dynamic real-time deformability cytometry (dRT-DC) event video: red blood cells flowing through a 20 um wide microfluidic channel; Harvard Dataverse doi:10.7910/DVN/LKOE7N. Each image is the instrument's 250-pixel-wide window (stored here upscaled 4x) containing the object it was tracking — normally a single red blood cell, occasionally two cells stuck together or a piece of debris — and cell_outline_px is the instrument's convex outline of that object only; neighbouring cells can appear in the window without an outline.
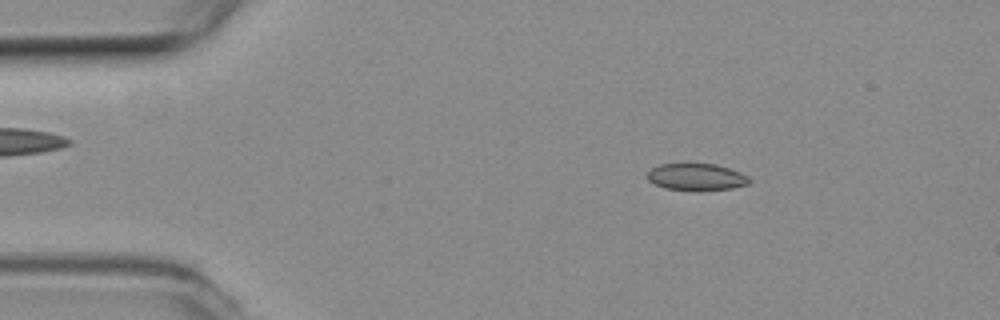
{"species": "common noctule bat (a hibernating species)", "species_latin": "Nyctalus noctula", "temperature_condition": "room temperature", "stored_images_in_passage": 47, "camera_frame_rate_fps": 3000, "um_per_image_px": 0.085, "animal": {"sex": "female", "body_mass_g": 19.3, "forearm_length_mm": 54.1}, "frame": {"image": 1, "passage_image": 1, "time_ms": 0.0, "image_size_px": [1000, 320], "cell_outline_px": [[752, 180], [748, 184], [732, 188], [664, 188], [648, 180], [644, 176], [652, 168], [660, 164], [716, 164], [740, 172], [748, 176]], "centroid_in_image_um": [59.18, 15.0], "position_along_channel_um": 25.8, "area_um2": 15.32}}
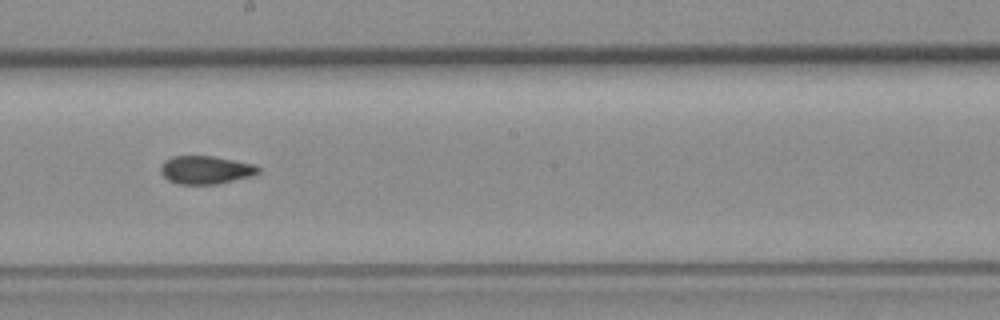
{"frame": {"image": 2, "passage_image": 22, "time_ms": 7.0, "image_size_px": [1000, 320], "cell_outline_px": [[260, 172], [252, 176], [216, 184], [180, 184], [168, 180], [160, 172], [160, 168], [164, 160], [172, 156], [212, 156], [256, 164], [260, 168]], "centroid_in_image_um": [17.49, 14.43], "position_along_channel_um": 230.7, "area_um2": 16.07}}
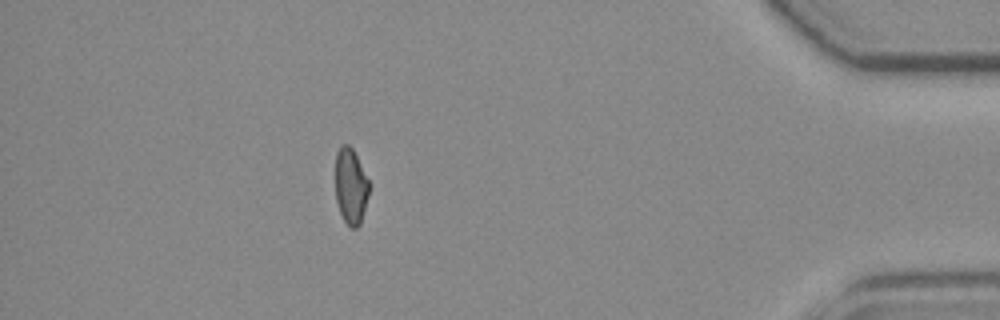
{"frame": {"image": 3, "passage_image": 40, "time_ms": 13.0, "image_size_px": [1000, 320], "cell_outline_px": [[372, 184], [360, 224], [356, 228], [352, 228], [344, 220], [340, 212], [336, 200], [336, 152], [344, 144], [348, 144], [352, 148]], "centroid_in_image_um": [29.85, 15.82], "position_along_channel_um": 405.4, "area_um2": 15.03}, "authors_computed_cell_mechanics": {"area_um2": 16.184, "velocity_mm_per_s": 3.8088, "shape_relaxation_time_tau1_ms": null, "shape_relaxation_time_tau2_ms": 2.7625, "deformation_change_tau1": null, "deformation_change_tau2": 0.0679}}